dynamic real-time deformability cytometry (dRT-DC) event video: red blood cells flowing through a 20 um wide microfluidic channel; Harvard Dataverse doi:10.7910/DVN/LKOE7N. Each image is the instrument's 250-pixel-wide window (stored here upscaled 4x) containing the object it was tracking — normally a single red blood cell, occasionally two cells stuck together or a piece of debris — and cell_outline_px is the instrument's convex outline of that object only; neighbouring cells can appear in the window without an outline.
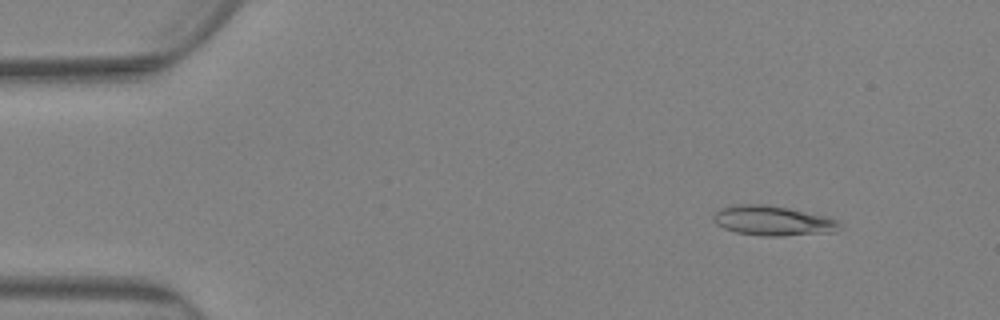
{"species": "Egyptian fruit bat (a non-hibernating species)", "species_latin": "Rousettus aegyptiacus", "temperature_condition": "warm", "stored_images_in_passage": 76, "camera_frame_rate_fps": 3000, "um_per_image_px": 0.085, "animal": {"sex": "female"}, "frame": {"image": 1, "passage_image": 3, "time_ms": 0.667, "image_size_px": [1000, 320], "cell_outline_px": [[840, 224], [836, 232], [780, 236], [764, 236], [736, 232], [724, 228], [716, 224], [712, 220], [712, 216], [720, 208], [732, 204], [768, 204], [788, 208], [824, 216], [836, 220]], "centroid_in_image_um": [65.63, 18.75], "position_along_channel_um": 19.4, "area_um2": 21.91}}
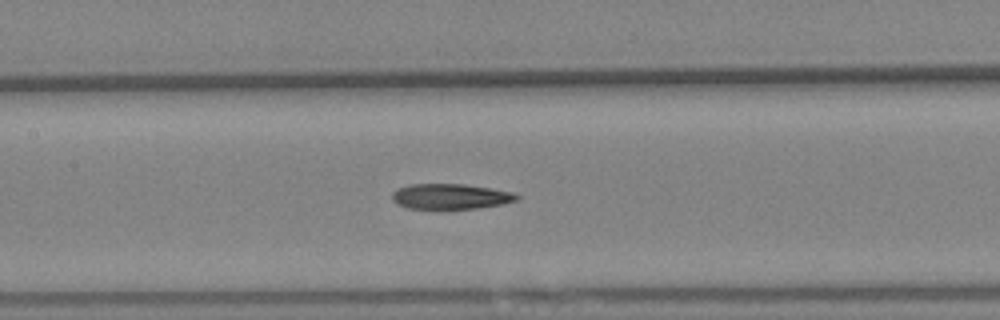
{"frame": {"image": 2, "passage_image": 33, "time_ms": 10.667, "image_size_px": [1000, 320], "cell_outline_px": [[520, 196], [516, 200], [504, 204], [476, 208], [440, 212], [408, 208], [396, 204], [392, 200], [392, 192], [396, 188], [408, 184], [464, 184], [492, 188], [516, 192]], "centroid_in_image_um": [38.26, 16.74], "position_along_channel_um": 169.1, "area_um2": 19.54}}
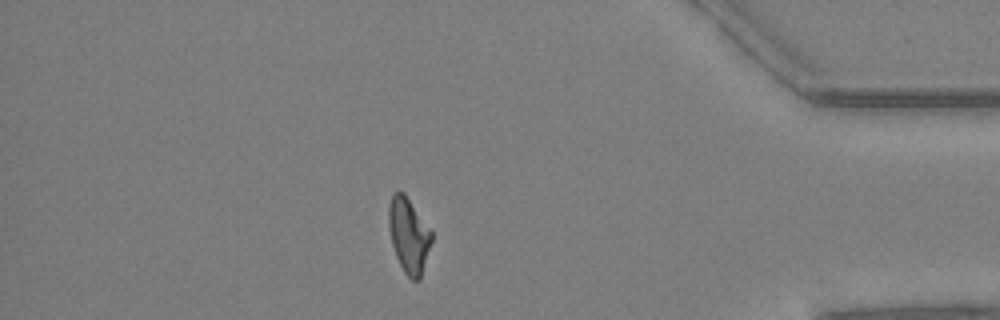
{"frame": {"image": 3, "passage_image": 65, "time_ms": 21.333, "image_size_px": [1000, 320], "cell_outline_px": [[432, 240], [420, 280], [412, 280], [404, 272], [396, 256], [392, 244], [388, 228], [388, 208], [392, 192], [404, 192], [432, 232]], "centroid_in_image_um": [34.72, 19.99], "position_along_channel_um": 400.5, "area_um2": 18.67}, "authors_computed_cell_mechanics": {"area_um2": 19.2763, "velocity_mm_per_s": 2.5031, "shape_relaxation_time_tau1_ms": null, "shape_relaxation_time_tau2_ms": 4.8882, "deformation_change_tau1": null, "deformation_change_tau2": 0.1326}}